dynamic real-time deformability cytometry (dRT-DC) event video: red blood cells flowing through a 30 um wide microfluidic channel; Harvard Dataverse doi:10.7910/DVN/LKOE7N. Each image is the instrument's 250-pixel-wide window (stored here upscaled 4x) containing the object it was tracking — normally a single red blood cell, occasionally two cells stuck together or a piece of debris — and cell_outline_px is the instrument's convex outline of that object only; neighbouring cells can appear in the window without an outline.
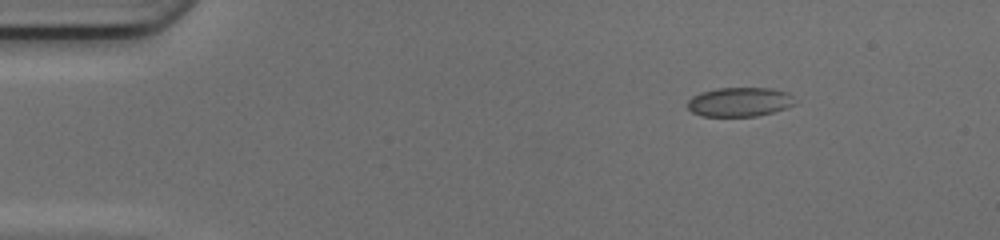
{"species": "common noctule bat (a hibernating species)", "species_latin": "Nyctalus noctula", "temperature_condition": "cold", "stored_images_in_passage": 44, "camera_frame_rate_fps": 3000, "um_per_image_px": 0.085, "animal": {"sex": "female", "body_mass_g": 17.0, "forearm_length_mm": 48.0}, "frame": {"image": 1, "passage_image": 1, "time_ms": 0.0, "image_size_px": [1000, 240], "cell_outline_px": [[796, 104], [772, 112], [756, 116], [700, 116], [692, 112], [688, 108], [688, 100], [692, 96], [700, 92], [716, 88], [772, 88], [788, 92], [792, 96]], "centroid_in_image_um": [62.85, 8.66], "position_along_channel_um": 22.2, "area_um2": 18.32}}
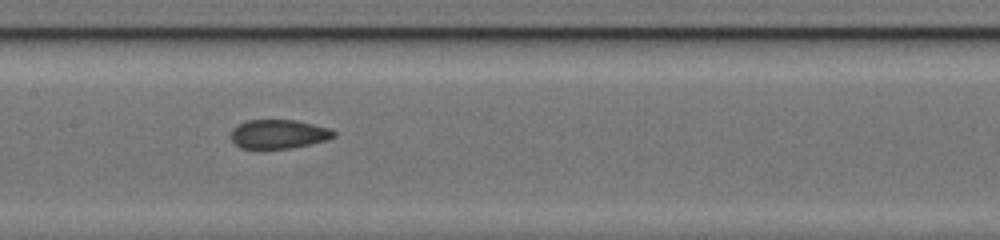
{"frame": {"image": 2, "passage_image": 19, "time_ms": 6.0, "image_size_px": [1000, 240], "cell_outline_px": [[336, 136], [324, 140], [308, 144], [288, 148], [240, 148], [232, 140], [232, 128], [248, 120], [296, 120], [328, 128], [336, 132]], "centroid_in_image_um": [23.67, 11.39], "position_along_channel_um": 183.7, "area_um2": 16.99}}
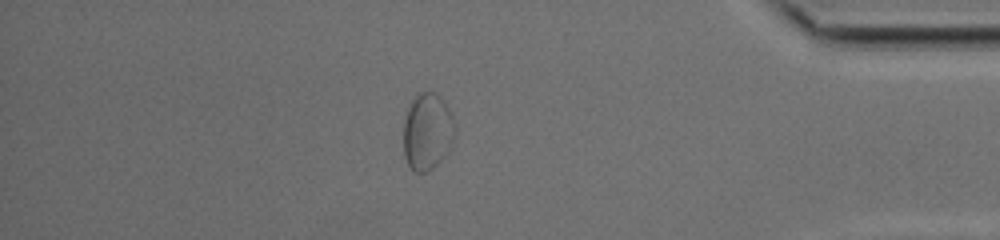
{"frame": {"image": 3, "passage_image": 37, "time_ms": 12.0, "image_size_px": [1000, 240], "cell_outline_px": [[452, 120], [444, 156], [432, 168], [424, 172], [416, 172], [408, 164], [404, 156], [404, 120], [408, 108], [412, 100], [420, 92], [432, 92], [448, 108], [452, 116]], "centroid_in_image_um": [36.22, 11.19], "position_along_channel_um": 399.0, "area_um2": 21.5}}